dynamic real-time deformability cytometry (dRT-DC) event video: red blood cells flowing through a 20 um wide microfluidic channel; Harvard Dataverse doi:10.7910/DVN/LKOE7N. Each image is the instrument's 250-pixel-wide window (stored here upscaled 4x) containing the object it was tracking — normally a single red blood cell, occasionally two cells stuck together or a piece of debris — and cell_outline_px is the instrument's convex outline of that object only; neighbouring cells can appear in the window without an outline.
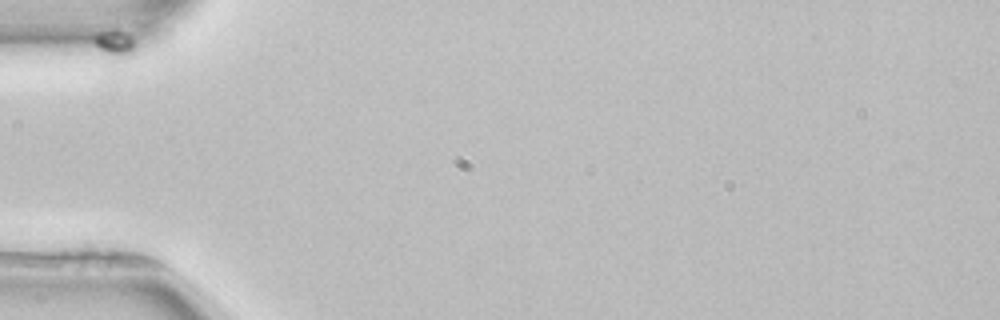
{"species": "common noctule bat (a hibernating species)", "species_latin": "Nyctalus noctula", "temperature_condition": "room temperature", "stored_images_in_passage": 49, "camera_frame_rate_fps": 3000, "um_per_image_px": 0.085, "animal": {"sex": "female", "body_mass_g": 22.7, "forearm_length_mm": 54.2}, "frame": {"image": 1, "passage_image": 1, "time_ms": 0.0, "image_size_px": [1000, 320], "cell_outline_px": [[136, 44], [132, 56], [116, 84], [104, 84], [92, 40], [100, 32], [120, 32], [128, 36]], "centroid_in_image_um": [9.6, 4.63], "position_along_channel_um": 75.4, "area_um2": 11.21}}